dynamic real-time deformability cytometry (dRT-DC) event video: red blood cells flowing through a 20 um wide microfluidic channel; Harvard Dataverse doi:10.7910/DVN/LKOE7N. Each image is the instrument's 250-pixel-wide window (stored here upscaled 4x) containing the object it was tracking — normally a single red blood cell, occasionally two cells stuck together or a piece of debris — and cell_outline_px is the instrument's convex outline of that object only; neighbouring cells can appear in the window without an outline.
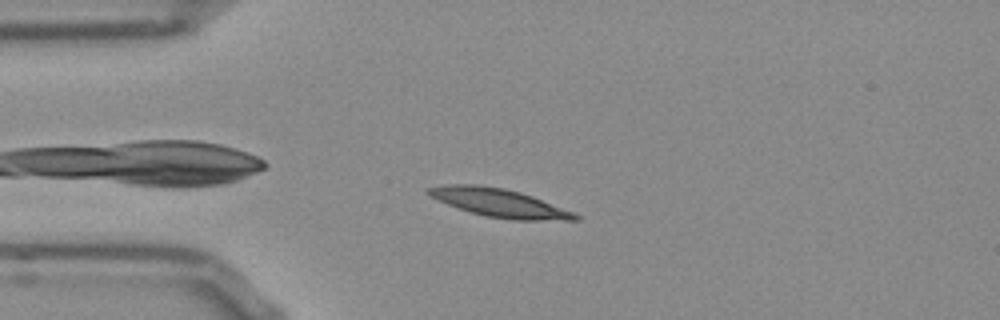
{"species": "Egyptian fruit bat (a non-hibernating species)", "species_latin": "Rousettus aegyptiacus", "temperature_condition": "room temperature", "stored_images_in_passage": 43, "camera_frame_rate_fps": 3000, "um_per_image_px": 0.085, "frame": {"image": 1, "passage_image": 3, "time_ms": 0.667, "image_size_px": [1000, 320], "cell_outline_px": [[580, 220], [512, 220], [484, 216], [448, 204], [424, 192], [424, 188], [448, 184], [476, 184], [504, 188], [520, 192], [532, 196], [572, 212], [580, 216]], "centroid_in_image_um": [42.41, 17.23], "position_along_channel_um": 42.6, "area_um2": 23.93}}
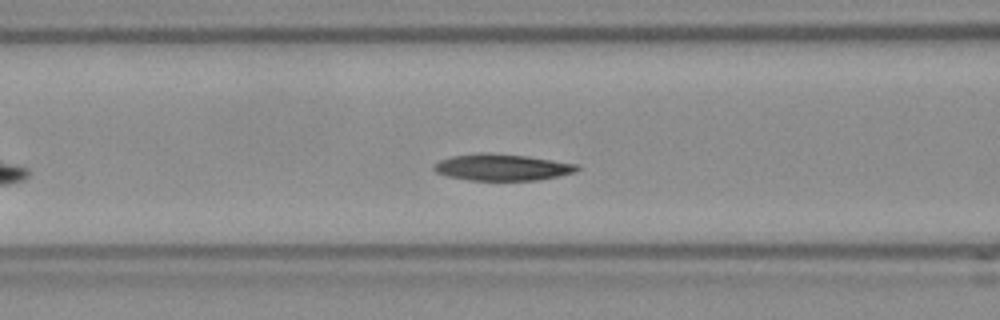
{"frame": {"image": 2, "passage_image": 11, "time_ms": 3.333, "image_size_px": [1000, 320], "cell_outline_px": [[580, 168], [576, 172], [540, 180], [468, 180], [448, 176], [436, 172], [432, 168], [432, 164], [440, 160], [452, 156], [480, 152], [488, 152], [528, 156], [580, 164]], "centroid_in_image_um": [42.69, 14.21], "position_along_channel_um": 123.9, "area_um2": 22.43}}
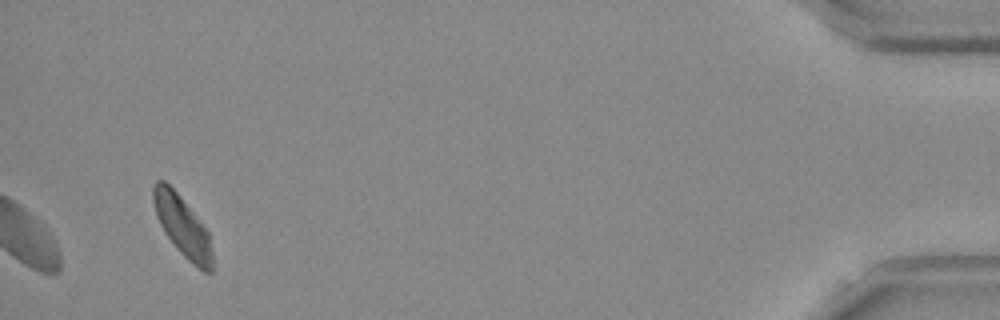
{"frame": {"image": 3, "passage_image": 41, "time_ms": 13.333, "image_size_px": [1000, 320], "cell_outline_px": [[212, 272], [204, 272], [192, 264], [176, 248], [164, 232], [156, 216], [152, 200], [152, 184], [156, 180], [164, 180], [180, 196], [208, 232], [212, 252]], "centroid_in_image_um": [15.47, 19.22], "position_along_channel_um": 419.7, "area_um2": 20.63}, "authors_computed_cell_mechanics": {"area_um2": 21.7906, "velocity_mm_per_s": 3.7759, "shape_relaxation_time_tau1_ms": null, "shape_relaxation_time_tau2_ms": 6.6738, "deformation_change_tau1": null, "deformation_change_tau2": 0.1226}}